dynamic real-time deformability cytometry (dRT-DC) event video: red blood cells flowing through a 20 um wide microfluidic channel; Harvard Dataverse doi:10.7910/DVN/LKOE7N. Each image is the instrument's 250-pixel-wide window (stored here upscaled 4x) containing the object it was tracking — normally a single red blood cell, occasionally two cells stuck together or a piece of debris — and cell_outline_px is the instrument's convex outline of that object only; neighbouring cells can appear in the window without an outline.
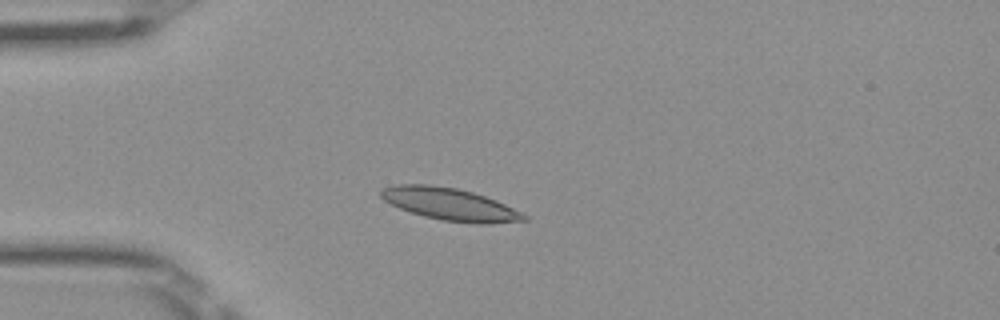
{"species": "Egyptian fruit bat (a non-hibernating species)", "species_latin": "Rousettus aegyptiacus", "temperature_condition": "room temperature", "stored_images_in_passage": 38, "camera_frame_rate_fps": 3000, "um_per_image_px": 0.085, "frame": {"image": 1, "passage_image": 1, "time_ms": 0.0, "image_size_px": [1000, 320], "cell_outline_px": [[528, 220], [488, 224], [476, 224], [444, 220], [424, 216], [400, 208], [384, 200], [380, 196], [380, 192], [384, 188], [396, 184], [428, 184], [456, 188], [472, 192], [496, 200], [528, 216]], "centroid_in_image_um": [38.25, 17.36], "position_along_channel_um": 46.7, "area_um2": 26.65}}
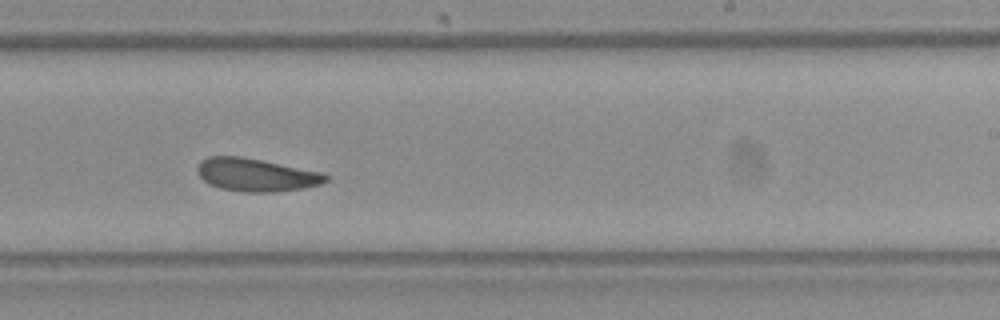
{"frame": {"image": 2, "passage_image": 19, "time_ms": 6.0, "image_size_px": [1000, 320], "cell_outline_px": [[328, 180], [320, 184], [304, 188], [276, 192], [244, 192], [220, 188], [208, 184], [196, 172], [196, 168], [200, 160], [208, 156], [240, 156], [324, 172], [328, 176]], "centroid_in_image_um": [21.76, 14.86], "position_along_channel_um": 267.2, "area_um2": 24.85}}
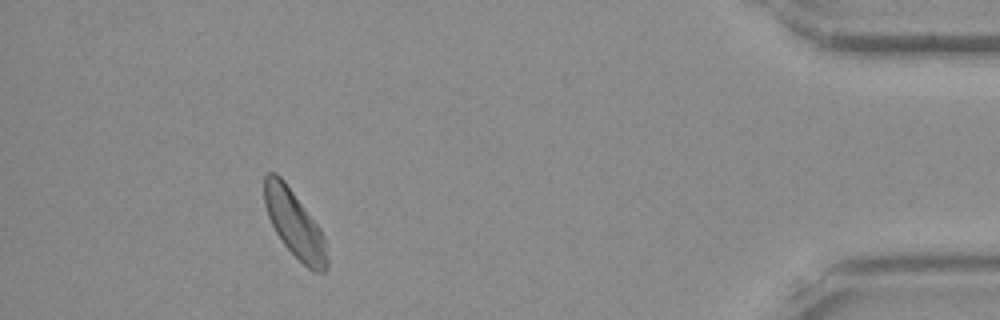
{"frame": {"image": 3, "passage_image": 34, "time_ms": 11.0, "image_size_px": [1000, 320], "cell_outline_px": [[328, 268], [324, 272], [316, 272], [308, 268], [284, 244], [276, 232], [268, 216], [264, 204], [264, 176], [268, 172], [276, 172], [284, 180], [320, 228], [324, 236], [328, 260]], "centroid_in_image_um": [25.03, 19.02], "position_along_channel_um": 410.2, "area_um2": 24.22}, "authors_computed_cell_mechanics": {"area_um2": 24.5361, "velocity_mm_per_s": 3.983, "shape_relaxation_time_tau1_ms": 5.5402, "shape_relaxation_time_tau2_ms": 8.8312, "deformation_change_tau1": 0.1279, "deformation_change_tau2": 0.179}}